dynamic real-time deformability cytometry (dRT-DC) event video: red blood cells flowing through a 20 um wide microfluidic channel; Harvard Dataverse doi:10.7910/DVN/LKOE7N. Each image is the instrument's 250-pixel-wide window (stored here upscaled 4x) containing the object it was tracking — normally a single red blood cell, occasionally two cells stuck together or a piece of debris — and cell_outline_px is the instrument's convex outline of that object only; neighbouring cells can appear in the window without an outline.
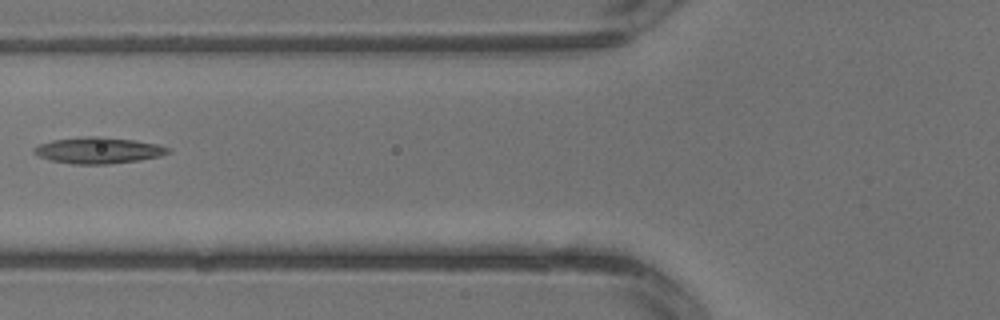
{"species": "common noctule bat (a hibernating species)", "species_latin": "Nyctalus noctula", "temperature_condition": "warm", "stored_images_in_passage": 4, "camera_frame_rate_fps": 3000, "um_per_image_px": 0.085, "animal": {"sex": "male", "body_mass_g": 13.3}, "frame": {"image": 1, "passage_image": 4, "time_ms": 1.0, "image_size_px": [1000, 320], "cell_outline_px": [[172, 152], [160, 156], [140, 160], [108, 164], [72, 164], [52, 160], [40, 156], [32, 152], [32, 148], [40, 144], [52, 140], [84, 136], [104, 136], [160, 144], [172, 148]], "centroid_in_image_um": [8.41, 12.77], "position_along_channel_um": 117.4, "area_um2": 20.69}}